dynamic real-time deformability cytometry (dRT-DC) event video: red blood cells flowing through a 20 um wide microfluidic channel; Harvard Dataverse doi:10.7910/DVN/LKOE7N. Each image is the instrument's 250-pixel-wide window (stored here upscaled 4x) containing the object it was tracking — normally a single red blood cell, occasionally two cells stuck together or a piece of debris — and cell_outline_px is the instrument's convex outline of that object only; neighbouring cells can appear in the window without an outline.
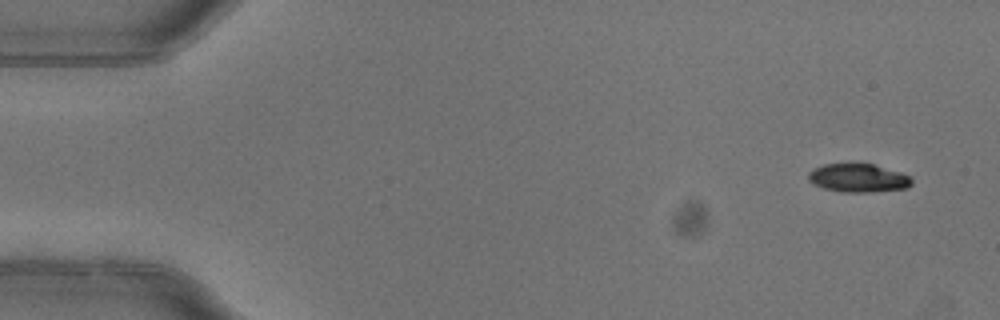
{"species": "common noctule bat (a hibernating species)", "species_latin": "Nyctalus noctula", "temperature_condition": "warm", "stored_images_in_passage": 4, "camera_frame_rate_fps": 3000, "um_per_image_px": 0.085, "animal": {"sex": "female"}, "frame": {"image": 1, "passage_image": 1, "time_ms": 0.0, "image_size_px": [1000, 320], "cell_outline_px": [[912, 184], [908, 188], [872, 192], [840, 192], [824, 188], [812, 184], [808, 180], [808, 172], [812, 168], [824, 164], [872, 164], [900, 172], [912, 176]], "centroid_in_image_um": [72.94, 15.14], "position_along_channel_um": 12.1, "area_um2": 17.28}}
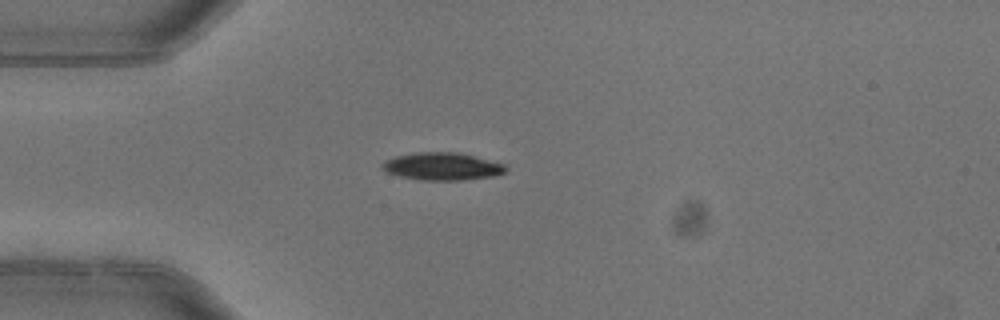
{"frame": {"image": 2, "passage_image": 4, "time_ms": 1.0, "image_size_px": [1000, 320], "cell_outline_px": [[508, 168], [504, 172], [492, 176], [460, 180], [420, 180], [400, 176], [388, 172], [380, 164], [384, 160], [396, 156], [416, 152], [460, 152], [504, 164]], "centroid_in_image_um": [37.58, 14.13], "position_along_channel_um": 47.4, "area_um2": 19.71}}